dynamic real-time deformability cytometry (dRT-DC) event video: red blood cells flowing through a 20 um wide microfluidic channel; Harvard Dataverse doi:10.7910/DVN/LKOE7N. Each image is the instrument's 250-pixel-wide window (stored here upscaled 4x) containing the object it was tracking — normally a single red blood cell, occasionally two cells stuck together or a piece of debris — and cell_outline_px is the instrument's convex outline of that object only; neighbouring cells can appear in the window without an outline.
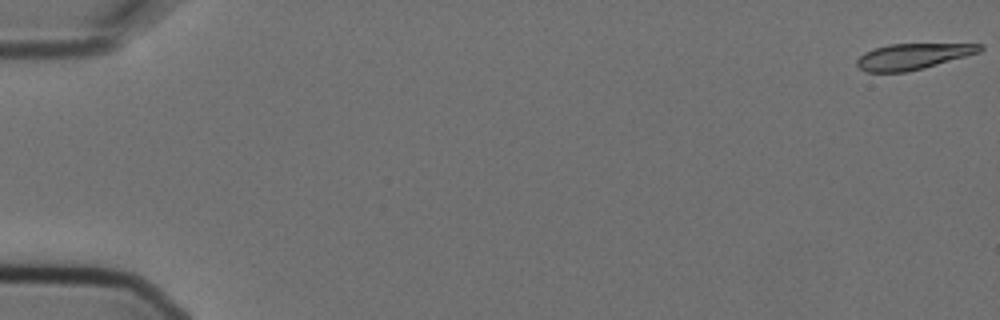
{"species": "Egyptian fruit bat (a non-hibernating species)", "species_latin": "Rousettus aegyptiacus", "temperature_condition": "cold", "stored_images_in_passage": 10, "camera_frame_rate_fps": 3000, "um_per_image_px": 0.085, "animal": {"sex": "female"}, "frame": {"image": 1, "passage_image": 1, "time_ms": 0.0, "image_size_px": [1000, 320], "cell_outline_px": [[984, 48], [980, 52], [924, 68], [904, 72], [868, 72], [860, 68], [856, 64], [856, 60], [864, 52], [888, 44], [984, 44]], "centroid_in_image_um": [77.59, 4.79], "position_along_channel_um": 7.4, "area_um2": 18.44}}
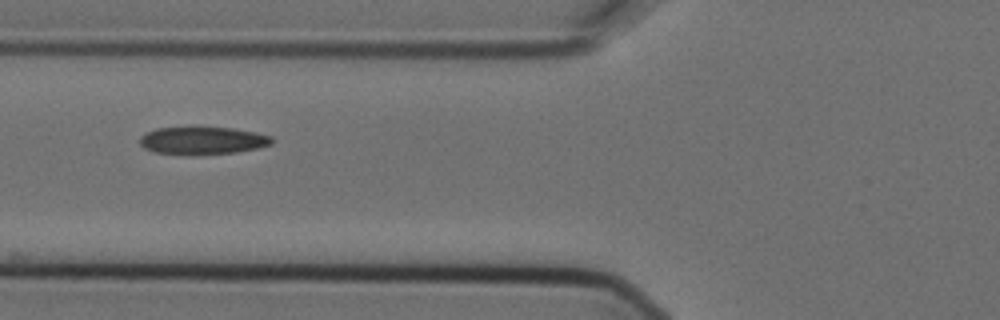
{"frame": {"image": 2, "passage_image": 8, "time_ms": 2.333, "image_size_px": [1000, 320], "cell_outline_px": [[272, 144], [256, 148], [236, 152], [196, 156], [156, 152], [144, 148], [140, 144], [140, 136], [156, 128], [232, 128], [256, 132], [272, 136]], "centroid_in_image_um": [17.23, 11.97], "position_along_channel_um": 108.6, "area_um2": 21.21}}
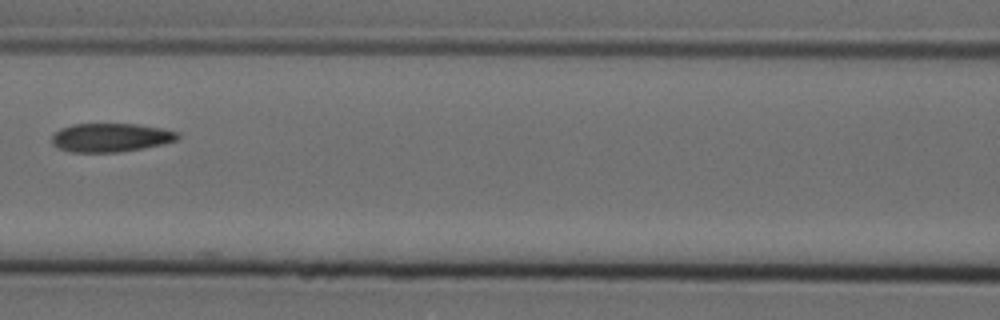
{"frame": {"image": 3, "passage_image": 9, "time_ms": 2.667, "image_size_px": [1000, 320], "cell_outline_px": [[180, 136], [176, 140], [164, 144], [116, 152], [72, 152], [60, 148], [52, 144], [52, 136], [60, 128], [72, 124], [136, 124], [160, 128], [180, 132]], "centroid_in_image_um": [9.41, 11.68], "position_along_channel_um": 157.2, "area_um2": 20.87}}